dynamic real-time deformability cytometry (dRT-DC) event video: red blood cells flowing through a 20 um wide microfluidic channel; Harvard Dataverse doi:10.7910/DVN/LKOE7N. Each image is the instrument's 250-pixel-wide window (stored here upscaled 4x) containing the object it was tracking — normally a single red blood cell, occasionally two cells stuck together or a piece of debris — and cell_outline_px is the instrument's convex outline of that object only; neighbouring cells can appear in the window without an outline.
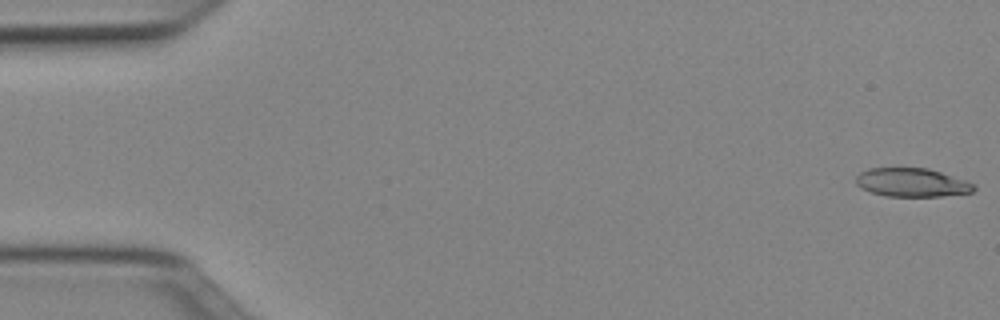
{"species": "Egyptian fruit bat (a non-hibernating species)", "species_latin": "Rousettus aegyptiacus", "temperature_condition": "cold", "stored_images_in_passage": 51, "camera_frame_rate_fps": 3000, "um_per_image_px": 0.085, "animal": {"sex": "female"}, "frame": {"image": 1, "passage_image": 1, "time_ms": 0.0, "image_size_px": [1000, 320], "cell_outline_px": [[976, 188], [972, 192], [940, 196], [884, 196], [860, 188], [856, 184], [856, 176], [860, 172], [868, 168], [928, 168], [976, 184]], "centroid_in_image_um": [77.48, 15.51], "position_along_channel_um": 7.5, "area_um2": 19.59}}
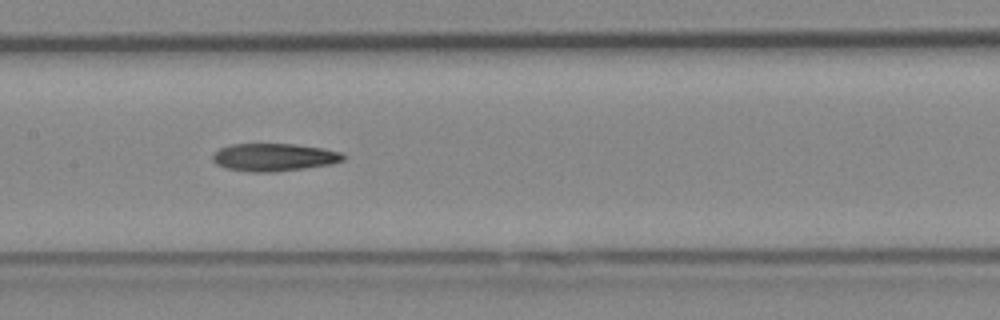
{"frame": {"image": 2, "passage_image": 25, "time_ms": 8.0, "image_size_px": [1000, 320], "cell_outline_px": [[344, 160], [332, 164], [304, 168], [272, 172], [252, 172], [224, 168], [216, 164], [212, 160], [212, 152], [228, 144], [296, 144], [324, 148], [340, 152], [344, 156]], "centroid_in_image_um": [23.24, 13.36], "position_along_channel_um": 184.2, "area_um2": 21.27}}
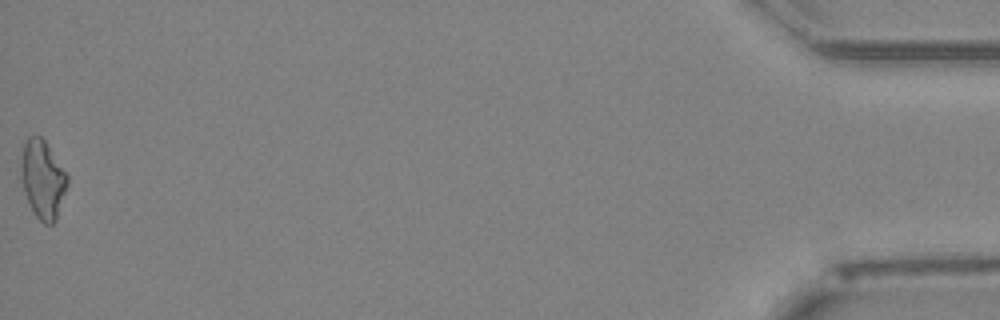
{"frame": {"image": 3, "passage_image": 51, "time_ms": 16.667, "image_size_px": [1000, 320], "cell_outline_px": [[68, 184], [56, 220], [52, 224], [44, 224], [32, 212], [24, 192], [20, 172], [20, 156], [24, 144], [28, 136], [40, 136], [44, 140], [68, 176]], "centroid_in_image_um": [3.61, 15.25], "position_along_channel_um": 431.6, "area_um2": 21.15}, "authors_computed_cell_mechanics": {"area_um2": 20.9236, "velocity_mm_per_s": 3.9958, "shape_relaxation_time_tau1_ms": 8.2941, "shape_relaxation_time_tau2_ms": null, "deformation_change_tau1": 0.2073, "deformation_change_tau2": null}}